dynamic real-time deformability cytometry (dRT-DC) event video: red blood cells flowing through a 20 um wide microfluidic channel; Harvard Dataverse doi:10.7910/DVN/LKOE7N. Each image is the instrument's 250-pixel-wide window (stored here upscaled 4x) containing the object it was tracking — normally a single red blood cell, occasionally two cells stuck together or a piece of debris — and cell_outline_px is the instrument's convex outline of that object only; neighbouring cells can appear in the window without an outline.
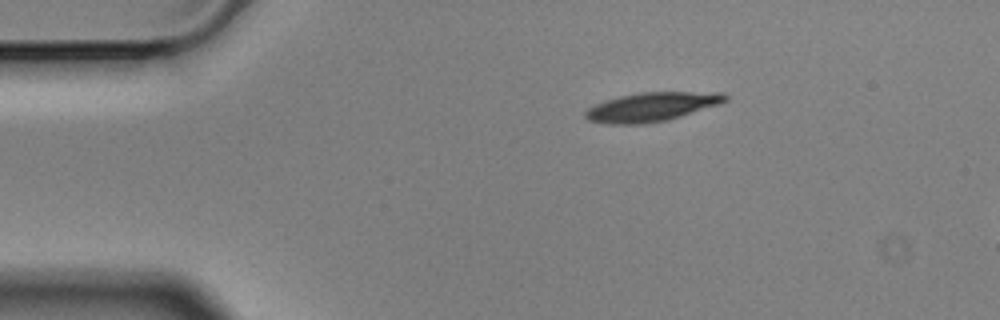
{"species": "Egyptian fruit bat (a non-hibernating species)", "species_latin": "Rousettus aegyptiacus", "temperature_condition": "cold", "stored_images_in_passage": 1, "camera_frame_rate_fps": 3000, "um_per_image_px": 0.085, "animal": {"sex": "male"}, "frame": {"image": 1, "passage_image": 1, "time_ms": 0.0, "image_size_px": [1000, 320], "cell_outline_px": [[728, 100], [720, 104], [668, 120], [644, 124], [608, 124], [588, 120], [584, 116], [584, 112], [588, 108], [596, 104], [620, 96], [640, 92], [724, 92], [728, 96]], "centroid_in_image_um": [55.42, 9.08], "position_along_channel_um": 29.6, "area_um2": 23.64}}